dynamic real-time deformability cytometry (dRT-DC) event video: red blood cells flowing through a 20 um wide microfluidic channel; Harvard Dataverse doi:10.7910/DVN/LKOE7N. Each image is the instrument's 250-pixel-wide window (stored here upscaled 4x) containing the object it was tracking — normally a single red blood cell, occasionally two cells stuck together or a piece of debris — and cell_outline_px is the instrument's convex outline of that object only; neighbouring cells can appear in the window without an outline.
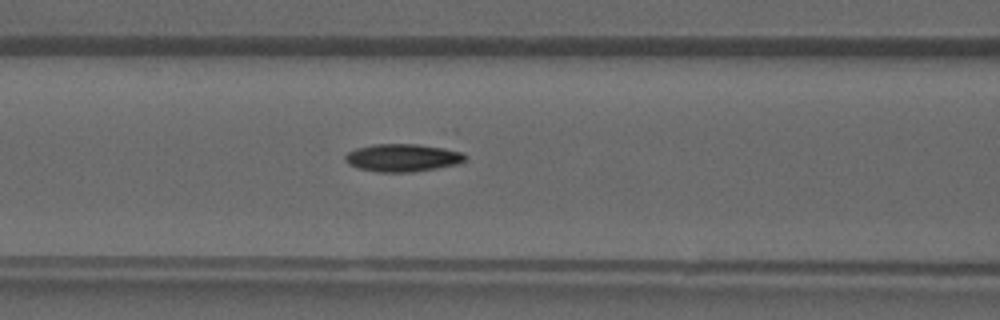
{"species": "common noctule bat (a hibernating species)", "species_latin": "Nyctalus noctula", "temperature_condition": "warm", "stored_images_in_passage": 29, "camera_frame_rate_fps": 3000, "um_per_image_px": 0.085, "animal": {"sex": "male", "forearm_length_mm": 52.5}, "frame": {"image": 1, "passage_image": 6, "time_ms": 1.667, "image_size_px": [1000, 320], "cell_outline_px": [[468, 160], [460, 164], [412, 172], [380, 172], [356, 168], [348, 164], [344, 160], [344, 156], [348, 152], [356, 148], [372, 144], [416, 144], [444, 148], [464, 152], [468, 156]], "centroid_in_image_um": [34.25, 13.41], "position_along_channel_um": 132.4, "area_um2": 19.71}}
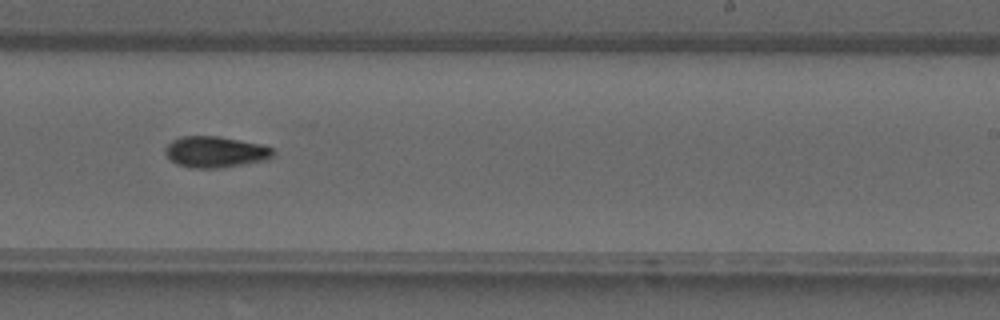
{"frame": {"image": 2, "passage_image": 14, "time_ms": 4.333, "image_size_px": [1000, 320], "cell_outline_px": [[276, 156], [268, 160], [220, 168], [192, 168], [176, 164], [164, 152], [164, 148], [172, 140], [180, 136], [216, 136], [264, 144], [272, 148], [276, 152]], "centroid_in_image_um": [18.36, 12.91], "position_along_channel_um": 270.6, "area_um2": 19.88}}
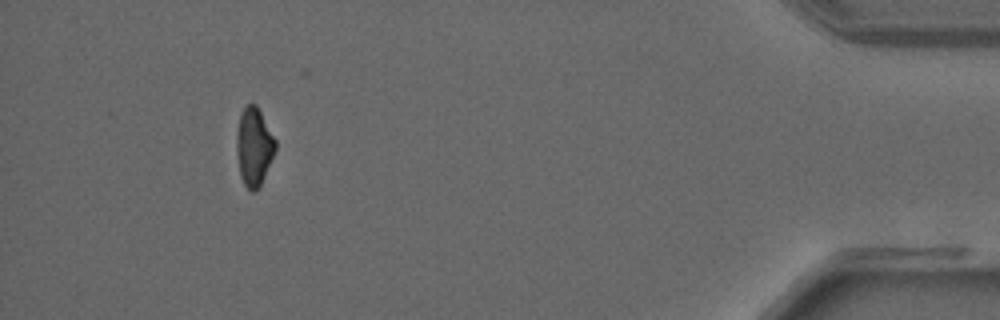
{"frame": {"image": 3, "passage_image": 26, "time_ms": 8.333, "image_size_px": [1000, 320], "cell_outline_px": [[276, 148], [260, 188], [256, 192], [252, 192], [244, 184], [240, 176], [236, 148], [236, 132], [240, 116], [244, 108], [248, 104], [256, 104], [276, 140]], "centroid_in_image_um": [21.58, 12.5], "position_along_channel_um": 413.6, "area_um2": 17.69}}